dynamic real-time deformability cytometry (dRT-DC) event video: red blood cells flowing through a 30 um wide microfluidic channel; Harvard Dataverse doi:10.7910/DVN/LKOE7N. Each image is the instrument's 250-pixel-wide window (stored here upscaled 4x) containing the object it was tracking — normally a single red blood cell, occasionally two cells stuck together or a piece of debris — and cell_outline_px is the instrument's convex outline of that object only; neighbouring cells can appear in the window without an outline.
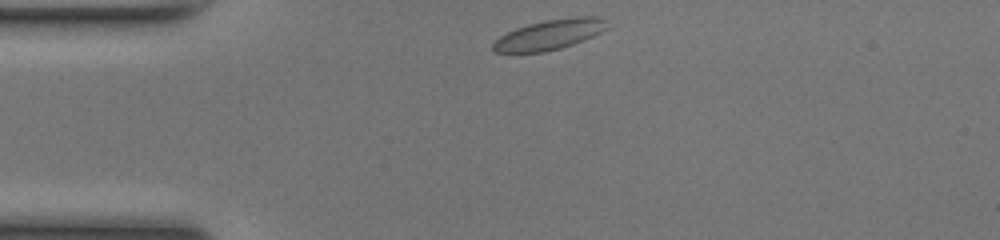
{"species": "common noctule bat (a hibernating species)", "species_latin": "Nyctalus noctula", "temperature_condition": "room temperature", "stored_images_in_passage": 35, "camera_frame_rate_fps": 3000, "um_per_image_px": 0.085, "animal": {"sex": "female", "body_mass_g": 17.0, "forearm_length_mm": 48.0}, "frame": {"image": 1, "passage_image": 1, "time_ms": 0.0, "image_size_px": [1000, 240], "cell_outline_px": [[608, 28], [584, 40], [560, 48], [544, 52], [496, 52], [492, 48], [492, 44], [500, 36], [516, 28], [528, 24], [544, 20], [576, 16], [600, 16], [604, 20]], "centroid_in_image_um": [46.72, 2.93], "position_along_channel_um": 38.3, "area_um2": 19.83}}
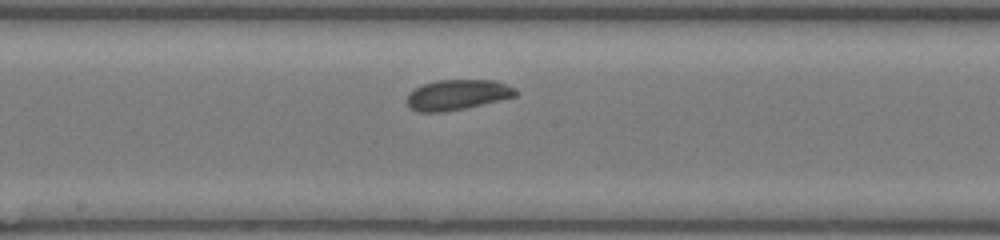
{"frame": {"image": 2, "passage_image": 16, "time_ms": 5.0, "image_size_px": [1000, 240], "cell_outline_px": [[520, 92], [516, 96], [500, 100], [464, 108], [444, 112], [416, 112], [408, 104], [408, 92], [424, 84], [436, 80], [496, 80], [508, 84]], "centroid_in_image_um": [38.91, 8.05], "position_along_channel_um": 209.3, "area_um2": 19.19}}
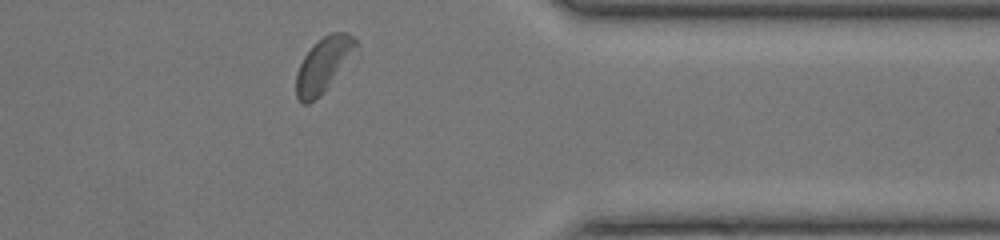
{"frame": {"image": 3, "passage_image": 30, "time_ms": 9.667, "image_size_px": [1000, 240], "cell_outline_px": [[360, 44], [324, 92], [320, 96], [308, 104], [304, 104], [296, 96], [296, 72], [304, 56], [324, 36], [332, 32], [348, 32]], "centroid_in_image_um": [27.49, 5.51], "position_along_channel_um": 383.9, "area_um2": 18.55}, "authors_computed_cell_mechanics": {"area_um2": 19.1896, "velocity_mm_per_s": 4.0681, "shape_relaxation_time_tau1_ms": 1.5264, "shape_relaxation_time_tau2_ms": 1.5335, "deformation_change_tau1": 0.0868, "deformation_change_tau2": 0.0606}}